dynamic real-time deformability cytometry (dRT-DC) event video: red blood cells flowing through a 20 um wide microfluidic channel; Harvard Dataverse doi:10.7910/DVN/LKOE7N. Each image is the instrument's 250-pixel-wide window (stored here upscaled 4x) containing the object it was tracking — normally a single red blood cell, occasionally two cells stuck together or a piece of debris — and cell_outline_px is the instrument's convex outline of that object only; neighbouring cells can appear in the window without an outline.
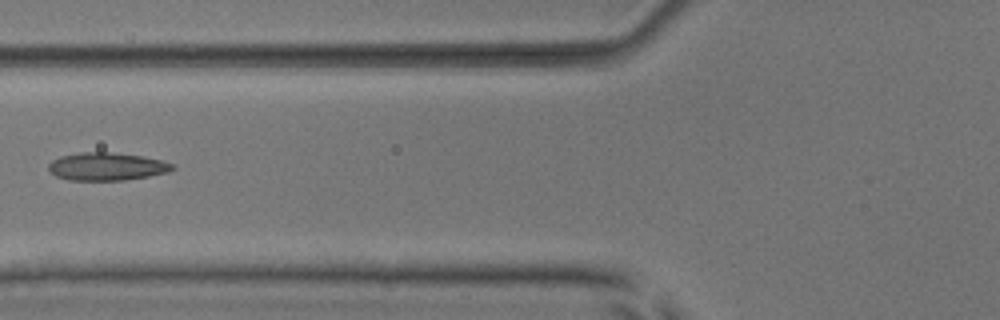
{"species": "common noctule bat (a hibernating species)", "species_latin": "Nyctalus noctula", "temperature_condition": "room temperature", "stored_images_in_passage": 5, "camera_frame_rate_fps": 3000, "um_per_image_px": 0.085, "animal": {"sex": "male", "body_mass_g": 17.9, "forearm_length_mm": 54.2}, "frame": {"image": 1, "passage_image": 5, "time_ms": 4.333, "image_size_px": [1000, 320], "cell_outline_px": [[176, 168], [168, 172], [148, 176], [124, 180], [68, 180], [56, 176], [48, 168], [48, 164], [52, 160], [60, 156], [80, 152], [112, 152], [140, 156], [160, 160], [172, 164]], "centroid_in_image_um": [9.05, 14.15], "position_along_channel_um": 116.8, "area_um2": 20.0}}